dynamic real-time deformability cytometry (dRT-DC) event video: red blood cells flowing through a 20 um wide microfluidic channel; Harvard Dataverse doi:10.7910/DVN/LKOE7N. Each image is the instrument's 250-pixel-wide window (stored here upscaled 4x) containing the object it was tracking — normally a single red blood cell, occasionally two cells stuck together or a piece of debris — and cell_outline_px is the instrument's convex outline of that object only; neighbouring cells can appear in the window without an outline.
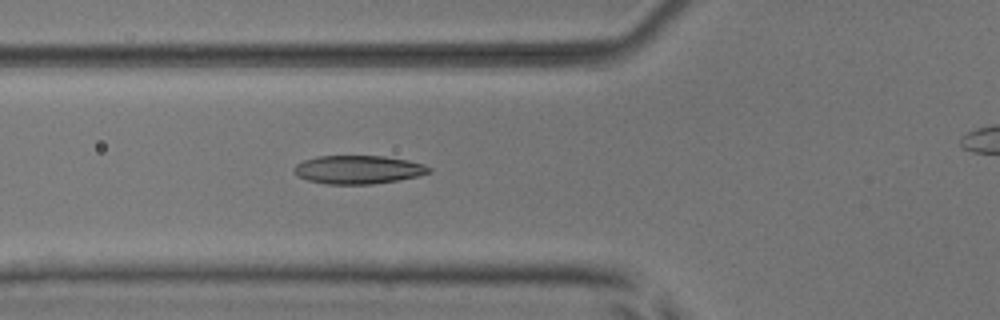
{"species": "common noctule bat (a hibernating species)", "species_latin": "Nyctalus noctula", "temperature_condition": "room temperature", "stored_images_in_passage": 7, "camera_frame_rate_fps": 3000, "um_per_image_px": 0.085, "animal": {"sex": "male", "body_mass_g": 17.9, "forearm_length_mm": 54.2}, "frame": {"image": 1, "passage_image": 6, "time_ms": 1.667, "image_size_px": [1000, 320], "cell_outline_px": [[432, 172], [416, 176], [396, 180], [372, 184], [324, 184], [308, 180], [296, 176], [292, 168], [296, 164], [304, 160], [320, 156], [384, 156], [408, 160], [424, 164], [432, 168]], "centroid_in_image_um": [30.43, 14.42], "position_along_channel_um": 95.4, "area_um2": 22.37}}